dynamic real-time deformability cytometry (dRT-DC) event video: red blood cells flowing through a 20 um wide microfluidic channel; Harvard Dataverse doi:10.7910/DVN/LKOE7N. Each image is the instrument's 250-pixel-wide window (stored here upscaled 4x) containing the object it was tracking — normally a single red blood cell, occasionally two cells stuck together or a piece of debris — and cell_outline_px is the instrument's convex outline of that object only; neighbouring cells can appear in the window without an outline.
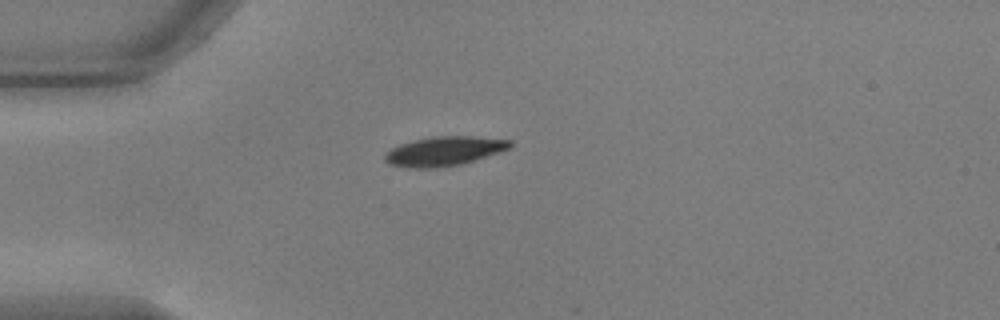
{"species": "common noctule bat (a hibernating species)", "species_latin": "Nyctalus noctula", "temperature_condition": "warm", "stored_images_in_passage": 7, "camera_frame_rate_fps": 3000, "um_per_image_px": 0.085, "animal": {"sex": "male", "body_mass_g": 17.9, "forearm_length_mm": 54.2}, "frame": {"image": 1, "passage_image": 1, "time_ms": 0.0, "image_size_px": [1000, 320], "cell_outline_px": [[512, 148], [500, 152], [460, 164], [440, 168], [408, 168], [388, 164], [384, 160], [384, 156], [392, 148], [400, 144], [432, 136], [472, 136], [512, 140]], "centroid_in_image_um": [37.77, 12.85], "position_along_channel_um": 47.2, "area_um2": 21.39}}
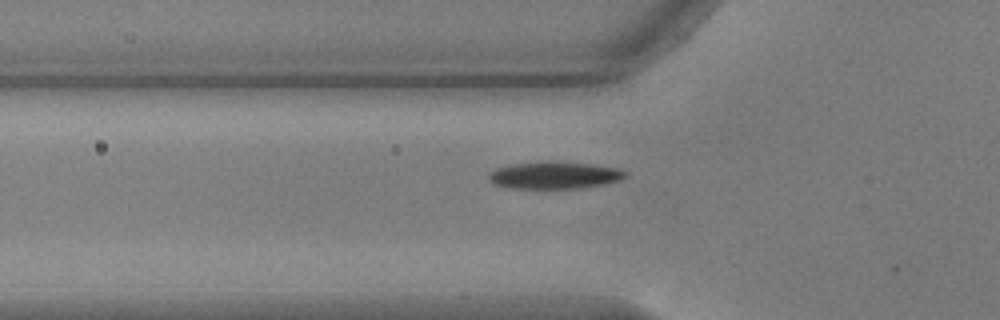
{"frame": {"image": 2, "passage_image": 5, "time_ms": 1.333, "image_size_px": [1000, 320], "cell_outline_px": [[628, 176], [620, 180], [604, 184], [584, 188], [508, 188], [492, 184], [488, 180], [488, 176], [496, 168], [512, 164], [548, 160], [592, 164], [620, 168], [628, 172]], "centroid_in_image_um": [47.16, 14.89], "position_along_channel_um": 78.6, "area_um2": 22.02}}